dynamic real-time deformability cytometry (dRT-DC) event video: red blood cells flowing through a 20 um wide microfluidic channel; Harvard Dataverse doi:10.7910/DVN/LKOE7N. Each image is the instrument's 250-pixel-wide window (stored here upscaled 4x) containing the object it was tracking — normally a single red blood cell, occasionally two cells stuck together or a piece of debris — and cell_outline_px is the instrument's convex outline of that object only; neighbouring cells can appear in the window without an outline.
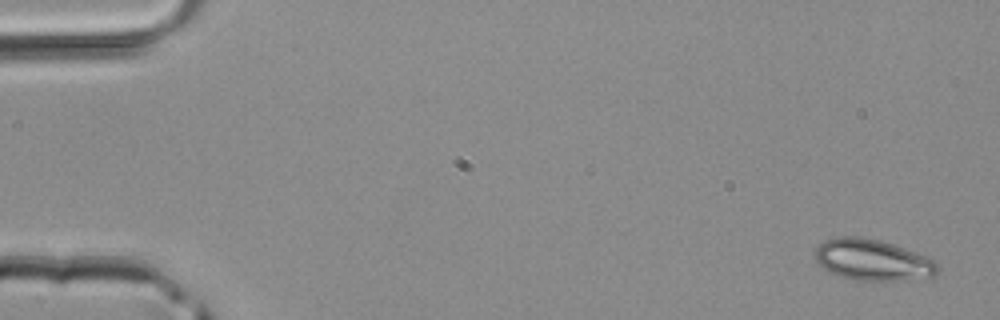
{"species": "common noctule bat (a hibernating species)", "species_latin": "Nyctalus noctula", "temperature_condition": "room temperature", "stored_images_in_passage": 5, "camera_frame_rate_fps": 3000, "um_per_image_px": 0.085, "animal": {"sex": "male", "body_mass_g": 20.4}, "frame": {"image": 1, "passage_image": 1, "time_ms": 0.0, "image_size_px": [1000, 320], "cell_outline_px": [[940, 272], [936, 276], [912, 280], [848, 280], [824, 268], [812, 256], [816, 248], [824, 240], [840, 236], [864, 236], [880, 240], [928, 256], [936, 260], [940, 264]], "centroid_in_image_um": [74.23, 22.1], "position_along_channel_um": 10.8, "area_um2": 30.0}}